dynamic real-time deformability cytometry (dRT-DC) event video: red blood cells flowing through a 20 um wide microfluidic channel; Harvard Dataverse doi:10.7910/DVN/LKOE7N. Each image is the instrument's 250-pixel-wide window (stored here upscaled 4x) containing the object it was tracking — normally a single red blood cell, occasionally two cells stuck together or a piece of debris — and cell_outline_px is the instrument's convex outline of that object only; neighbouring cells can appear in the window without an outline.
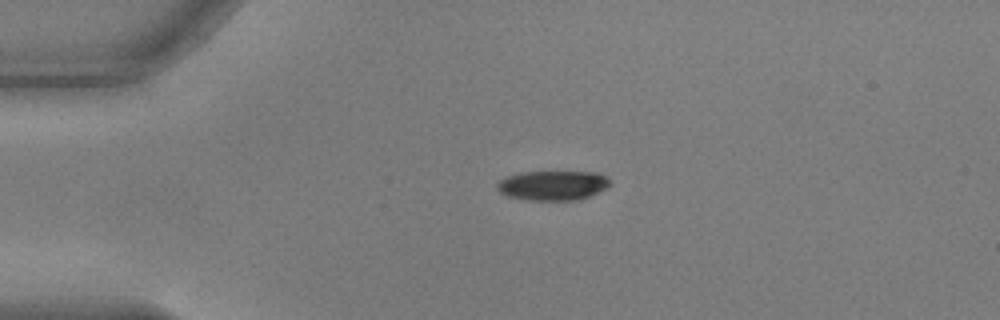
{"species": "common noctule bat (a hibernating species)", "species_latin": "Nyctalus noctula", "temperature_condition": "warm", "stored_images_in_passage": 43, "camera_frame_rate_fps": 3000, "um_per_image_px": 0.085, "animal": {"sex": "male", "body_mass_g": 17.9, "forearm_length_mm": 54.2}, "frame": {"image": 1, "passage_image": 1, "time_ms": 0.0, "image_size_px": [1000, 320], "cell_outline_px": [[612, 184], [608, 188], [588, 196], [576, 200], [528, 200], [508, 196], [500, 192], [496, 188], [496, 184], [500, 180], [508, 176], [520, 172], [596, 172], [604, 176]], "centroid_in_image_um": [46.98, 15.76], "position_along_channel_um": 38.0, "area_um2": 19.42}}
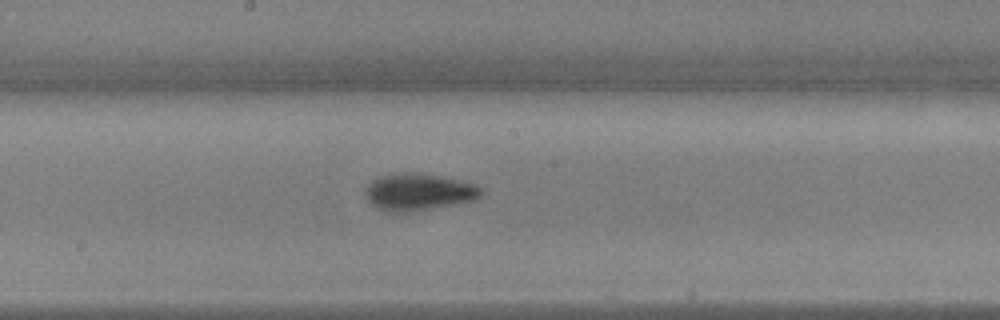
{"frame": {"image": 2, "passage_image": 18, "time_ms": 5.667, "image_size_px": [1000, 320], "cell_outline_px": [[484, 192], [476, 200], [408, 212], [388, 212], [376, 208], [368, 200], [364, 192], [368, 184], [392, 172], [416, 172], [440, 176], [472, 184], [480, 188]], "centroid_in_image_um": [35.55, 16.32], "position_along_channel_um": 212.6, "area_um2": 24.68}}
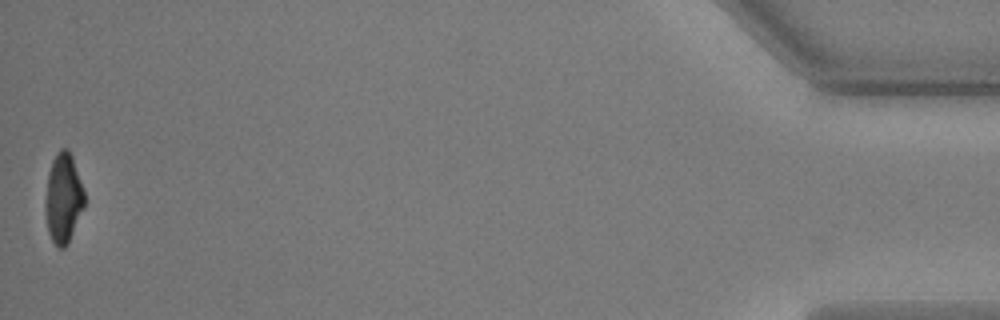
{"frame": {"image": 3, "passage_image": 43, "time_ms": 14.0, "image_size_px": [1000, 320], "cell_outline_px": [[84, 208], [68, 244], [64, 248], [56, 248], [48, 232], [44, 212], [44, 200], [48, 172], [52, 160], [56, 152], [60, 148], [68, 148], [72, 156], [84, 192]], "centroid_in_image_um": [5.35, 16.86], "position_along_channel_um": 429.8, "area_um2": 20.81}, "authors_computed_cell_mechanics": {"area_um2": 22.1952, "velocity_mm_per_s": 3.7059, "shape_relaxation_time_tau1_ms": 3.4399, "shape_relaxation_time_tau2_ms": 3.779, "deformation_change_tau1": 0.168, "deformation_change_tau2": 0.0897}}